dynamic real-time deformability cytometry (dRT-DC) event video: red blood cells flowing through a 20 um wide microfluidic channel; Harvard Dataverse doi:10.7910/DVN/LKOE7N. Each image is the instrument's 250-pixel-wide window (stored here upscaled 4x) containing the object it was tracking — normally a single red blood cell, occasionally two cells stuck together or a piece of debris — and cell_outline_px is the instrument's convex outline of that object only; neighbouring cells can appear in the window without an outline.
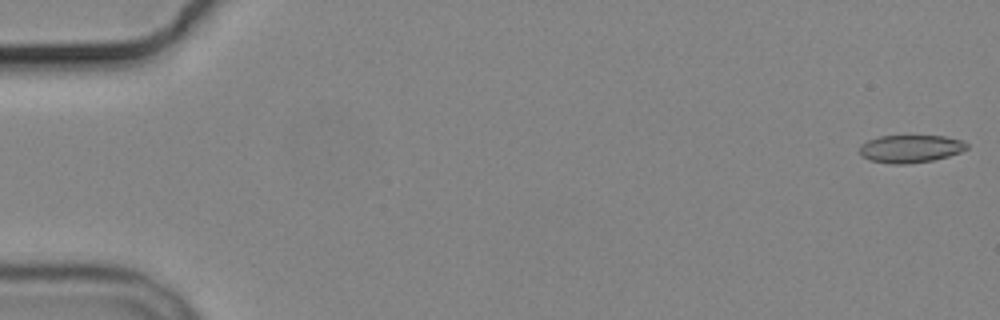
{"species": "common noctule bat (a hibernating species)", "species_latin": "Nyctalus noctula", "temperature_condition": "cold", "stored_images_in_passage": 6, "segment_of_instrument_passage": [1, 2], "camera_frame_rate_fps": 3000, "um_per_image_px": 0.085, "animal": {"sex": "male", "body_mass_g": 19.2, "forearm_length_mm": 51.8}, "frame": {"image": 1, "passage_image": 1, "time_ms": 0.0, "image_size_px": [1000, 320], "cell_outline_px": [[968, 148], [960, 152], [948, 156], [932, 160], [908, 164], [892, 164], [868, 160], [860, 156], [860, 144], [868, 140], [880, 136], [944, 136], [960, 140], [968, 144]], "centroid_in_image_um": [77.35, 12.65], "position_along_channel_um": 7.6, "area_um2": 17.34}}